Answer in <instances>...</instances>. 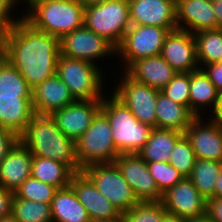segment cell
Wrapping results in <instances>:
<instances>
[{"label":"cell","mask_w":222,"mask_h":222,"mask_svg":"<svg viewBox=\"0 0 222 222\" xmlns=\"http://www.w3.org/2000/svg\"><path fill=\"white\" fill-rule=\"evenodd\" d=\"M60 39L35 29L23 17L6 37L5 58L31 89L56 74Z\"/></svg>","instance_id":"6da1fadb"},{"label":"cell","mask_w":222,"mask_h":222,"mask_svg":"<svg viewBox=\"0 0 222 222\" xmlns=\"http://www.w3.org/2000/svg\"><path fill=\"white\" fill-rule=\"evenodd\" d=\"M19 140L33 156L65 164L74 174L82 172L76 158L75 141L57 127L51 115L35 113Z\"/></svg>","instance_id":"7a4b0ae2"},{"label":"cell","mask_w":222,"mask_h":222,"mask_svg":"<svg viewBox=\"0 0 222 222\" xmlns=\"http://www.w3.org/2000/svg\"><path fill=\"white\" fill-rule=\"evenodd\" d=\"M101 111L110 121L116 150L120 154H138L153 127L139 122L130 109L110 91L101 100Z\"/></svg>","instance_id":"3957f363"},{"label":"cell","mask_w":222,"mask_h":222,"mask_svg":"<svg viewBox=\"0 0 222 222\" xmlns=\"http://www.w3.org/2000/svg\"><path fill=\"white\" fill-rule=\"evenodd\" d=\"M23 18L35 29L61 39L83 26L84 7L77 0H48L37 4Z\"/></svg>","instance_id":"277c9868"},{"label":"cell","mask_w":222,"mask_h":222,"mask_svg":"<svg viewBox=\"0 0 222 222\" xmlns=\"http://www.w3.org/2000/svg\"><path fill=\"white\" fill-rule=\"evenodd\" d=\"M103 74L99 65L59 55L56 75L67 85L75 100H102L108 94L104 84L108 80L107 73Z\"/></svg>","instance_id":"5b68a950"},{"label":"cell","mask_w":222,"mask_h":222,"mask_svg":"<svg viewBox=\"0 0 222 222\" xmlns=\"http://www.w3.org/2000/svg\"><path fill=\"white\" fill-rule=\"evenodd\" d=\"M83 25L117 47L131 27L128 0H105L84 8Z\"/></svg>","instance_id":"8992f818"},{"label":"cell","mask_w":222,"mask_h":222,"mask_svg":"<svg viewBox=\"0 0 222 222\" xmlns=\"http://www.w3.org/2000/svg\"><path fill=\"white\" fill-rule=\"evenodd\" d=\"M75 146L76 158L82 169L94 163H114L120 154L114 146L110 121L101 110L90 127L75 141Z\"/></svg>","instance_id":"52a82bcc"},{"label":"cell","mask_w":222,"mask_h":222,"mask_svg":"<svg viewBox=\"0 0 222 222\" xmlns=\"http://www.w3.org/2000/svg\"><path fill=\"white\" fill-rule=\"evenodd\" d=\"M170 33L167 28L152 25H131L126 31L121 43L116 47L118 69L126 71L135 61L150 56L160 55L166 36ZM122 62V64H120Z\"/></svg>","instance_id":"ba28073f"},{"label":"cell","mask_w":222,"mask_h":222,"mask_svg":"<svg viewBox=\"0 0 222 222\" xmlns=\"http://www.w3.org/2000/svg\"><path fill=\"white\" fill-rule=\"evenodd\" d=\"M82 172L121 213L129 211L139 203L115 163L90 164L85 166Z\"/></svg>","instance_id":"9c48e42d"},{"label":"cell","mask_w":222,"mask_h":222,"mask_svg":"<svg viewBox=\"0 0 222 222\" xmlns=\"http://www.w3.org/2000/svg\"><path fill=\"white\" fill-rule=\"evenodd\" d=\"M118 76H120L118 78ZM110 91L121 100L141 123L156 127V100L160 90L139 83L120 71ZM119 79V80H118Z\"/></svg>","instance_id":"30bf717a"},{"label":"cell","mask_w":222,"mask_h":222,"mask_svg":"<svg viewBox=\"0 0 222 222\" xmlns=\"http://www.w3.org/2000/svg\"><path fill=\"white\" fill-rule=\"evenodd\" d=\"M60 55L102 65L101 59L116 57V47L83 25L60 39Z\"/></svg>","instance_id":"8fae6325"},{"label":"cell","mask_w":222,"mask_h":222,"mask_svg":"<svg viewBox=\"0 0 222 222\" xmlns=\"http://www.w3.org/2000/svg\"><path fill=\"white\" fill-rule=\"evenodd\" d=\"M114 163L132 188L139 202H159L163 194L159 191L147 163L138 154H119Z\"/></svg>","instance_id":"7c38bea8"},{"label":"cell","mask_w":222,"mask_h":222,"mask_svg":"<svg viewBox=\"0 0 222 222\" xmlns=\"http://www.w3.org/2000/svg\"><path fill=\"white\" fill-rule=\"evenodd\" d=\"M207 118V119H206ZM184 135L198 159L222 162V124L209 116L196 117Z\"/></svg>","instance_id":"4fadbf2b"},{"label":"cell","mask_w":222,"mask_h":222,"mask_svg":"<svg viewBox=\"0 0 222 222\" xmlns=\"http://www.w3.org/2000/svg\"><path fill=\"white\" fill-rule=\"evenodd\" d=\"M177 73H190L200 69L197 61L194 34L176 29L165 38L160 54Z\"/></svg>","instance_id":"5bb4252c"},{"label":"cell","mask_w":222,"mask_h":222,"mask_svg":"<svg viewBox=\"0 0 222 222\" xmlns=\"http://www.w3.org/2000/svg\"><path fill=\"white\" fill-rule=\"evenodd\" d=\"M161 202L167 213L177 215L182 219L206 213L207 199L198 192L187 177L167 190L163 194Z\"/></svg>","instance_id":"9a60e30c"},{"label":"cell","mask_w":222,"mask_h":222,"mask_svg":"<svg viewBox=\"0 0 222 222\" xmlns=\"http://www.w3.org/2000/svg\"><path fill=\"white\" fill-rule=\"evenodd\" d=\"M131 25L177 29L176 0H128Z\"/></svg>","instance_id":"2e32d148"},{"label":"cell","mask_w":222,"mask_h":222,"mask_svg":"<svg viewBox=\"0 0 222 222\" xmlns=\"http://www.w3.org/2000/svg\"><path fill=\"white\" fill-rule=\"evenodd\" d=\"M101 110V100H76L62 109L54 111L57 127L69 138L76 141L91 125Z\"/></svg>","instance_id":"e0dca14e"},{"label":"cell","mask_w":222,"mask_h":222,"mask_svg":"<svg viewBox=\"0 0 222 222\" xmlns=\"http://www.w3.org/2000/svg\"><path fill=\"white\" fill-rule=\"evenodd\" d=\"M70 186L80 203L87 209L90 220H107L122 217V213L114 206L83 173L72 176Z\"/></svg>","instance_id":"ac0fdd59"},{"label":"cell","mask_w":222,"mask_h":222,"mask_svg":"<svg viewBox=\"0 0 222 222\" xmlns=\"http://www.w3.org/2000/svg\"><path fill=\"white\" fill-rule=\"evenodd\" d=\"M177 29L197 33L216 29V16L210 0H176Z\"/></svg>","instance_id":"d6986e66"},{"label":"cell","mask_w":222,"mask_h":222,"mask_svg":"<svg viewBox=\"0 0 222 222\" xmlns=\"http://www.w3.org/2000/svg\"><path fill=\"white\" fill-rule=\"evenodd\" d=\"M32 159L31 152L18 140L0 163V187L15 192L31 177Z\"/></svg>","instance_id":"ffe728a7"},{"label":"cell","mask_w":222,"mask_h":222,"mask_svg":"<svg viewBox=\"0 0 222 222\" xmlns=\"http://www.w3.org/2000/svg\"><path fill=\"white\" fill-rule=\"evenodd\" d=\"M75 101L67 85L56 74L32 89V103L37 114L51 115Z\"/></svg>","instance_id":"44dd1931"},{"label":"cell","mask_w":222,"mask_h":222,"mask_svg":"<svg viewBox=\"0 0 222 222\" xmlns=\"http://www.w3.org/2000/svg\"><path fill=\"white\" fill-rule=\"evenodd\" d=\"M125 72L135 81L158 90H162L177 73L161 55L139 59Z\"/></svg>","instance_id":"7402d4cb"},{"label":"cell","mask_w":222,"mask_h":222,"mask_svg":"<svg viewBox=\"0 0 222 222\" xmlns=\"http://www.w3.org/2000/svg\"><path fill=\"white\" fill-rule=\"evenodd\" d=\"M218 96L219 91L202 69L190 72L189 109L196 117L209 116L215 109Z\"/></svg>","instance_id":"603a6c76"},{"label":"cell","mask_w":222,"mask_h":222,"mask_svg":"<svg viewBox=\"0 0 222 222\" xmlns=\"http://www.w3.org/2000/svg\"><path fill=\"white\" fill-rule=\"evenodd\" d=\"M34 114L32 97H0V127L13 131L18 137Z\"/></svg>","instance_id":"cb8c5ba5"},{"label":"cell","mask_w":222,"mask_h":222,"mask_svg":"<svg viewBox=\"0 0 222 222\" xmlns=\"http://www.w3.org/2000/svg\"><path fill=\"white\" fill-rule=\"evenodd\" d=\"M156 128L176 130L184 133L196 118L186 106L169 99L161 91L156 100Z\"/></svg>","instance_id":"d4e9b609"},{"label":"cell","mask_w":222,"mask_h":222,"mask_svg":"<svg viewBox=\"0 0 222 222\" xmlns=\"http://www.w3.org/2000/svg\"><path fill=\"white\" fill-rule=\"evenodd\" d=\"M53 222H90L87 209L78 200L73 188L58 189L51 201Z\"/></svg>","instance_id":"484cf974"},{"label":"cell","mask_w":222,"mask_h":222,"mask_svg":"<svg viewBox=\"0 0 222 222\" xmlns=\"http://www.w3.org/2000/svg\"><path fill=\"white\" fill-rule=\"evenodd\" d=\"M184 133L164 128H152L149 138L138 155L146 162H168L176 142Z\"/></svg>","instance_id":"4316f807"},{"label":"cell","mask_w":222,"mask_h":222,"mask_svg":"<svg viewBox=\"0 0 222 222\" xmlns=\"http://www.w3.org/2000/svg\"><path fill=\"white\" fill-rule=\"evenodd\" d=\"M74 173L60 162L49 158L33 156L31 164V177L53 185L58 189L70 185Z\"/></svg>","instance_id":"83f0119b"},{"label":"cell","mask_w":222,"mask_h":222,"mask_svg":"<svg viewBox=\"0 0 222 222\" xmlns=\"http://www.w3.org/2000/svg\"><path fill=\"white\" fill-rule=\"evenodd\" d=\"M222 162L196 158L191 174L187 177L205 198H214V190Z\"/></svg>","instance_id":"f1b7e54d"},{"label":"cell","mask_w":222,"mask_h":222,"mask_svg":"<svg viewBox=\"0 0 222 222\" xmlns=\"http://www.w3.org/2000/svg\"><path fill=\"white\" fill-rule=\"evenodd\" d=\"M197 61L200 69L218 63L222 57V29L204 30L194 33Z\"/></svg>","instance_id":"f546056e"},{"label":"cell","mask_w":222,"mask_h":222,"mask_svg":"<svg viewBox=\"0 0 222 222\" xmlns=\"http://www.w3.org/2000/svg\"><path fill=\"white\" fill-rule=\"evenodd\" d=\"M0 97H32V89L6 58L0 63Z\"/></svg>","instance_id":"4dcf8cb0"},{"label":"cell","mask_w":222,"mask_h":222,"mask_svg":"<svg viewBox=\"0 0 222 222\" xmlns=\"http://www.w3.org/2000/svg\"><path fill=\"white\" fill-rule=\"evenodd\" d=\"M12 215L19 222H53L50 204L14 196Z\"/></svg>","instance_id":"1f68e13d"},{"label":"cell","mask_w":222,"mask_h":222,"mask_svg":"<svg viewBox=\"0 0 222 222\" xmlns=\"http://www.w3.org/2000/svg\"><path fill=\"white\" fill-rule=\"evenodd\" d=\"M58 188L33 177L27 178L15 191L17 198L51 204Z\"/></svg>","instance_id":"d6a6232c"},{"label":"cell","mask_w":222,"mask_h":222,"mask_svg":"<svg viewBox=\"0 0 222 222\" xmlns=\"http://www.w3.org/2000/svg\"><path fill=\"white\" fill-rule=\"evenodd\" d=\"M196 156L189 140L183 135L174 145L169 163L184 177H188L194 167Z\"/></svg>","instance_id":"836d02e7"},{"label":"cell","mask_w":222,"mask_h":222,"mask_svg":"<svg viewBox=\"0 0 222 222\" xmlns=\"http://www.w3.org/2000/svg\"><path fill=\"white\" fill-rule=\"evenodd\" d=\"M166 210L161 201L139 202L129 211L122 213L125 222H162Z\"/></svg>","instance_id":"e575fe53"},{"label":"cell","mask_w":222,"mask_h":222,"mask_svg":"<svg viewBox=\"0 0 222 222\" xmlns=\"http://www.w3.org/2000/svg\"><path fill=\"white\" fill-rule=\"evenodd\" d=\"M147 166L162 194L184 178L169 162H151L147 163Z\"/></svg>","instance_id":"d590c367"},{"label":"cell","mask_w":222,"mask_h":222,"mask_svg":"<svg viewBox=\"0 0 222 222\" xmlns=\"http://www.w3.org/2000/svg\"><path fill=\"white\" fill-rule=\"evenodd\" d=\"M190 73L176 75L160 90L169 99L189 108Z\"/></svg>","instance_id":"8d00e7d4"},{"label":"cell","mask_w":222,"mask_h":222,"mask_svg":"<svg viewBox=\"0 0 222 222\" xmlns=\"http://www.w3.org/2000/svg\"><path fill=\"white\" fill-rule=\"evenodd\" d=\"M21 18L20 13H17L15 0H0V32H9Z\"/></svg>","instance_id":"74e56055"},{"label":"cell","mask_w":222,"mask_h":222,"mask_svg":"<svg viewBox=\"0 0 222 222\" xmlns=\"http://www.w3.org/2000/svg\"><path fill=\"white\" fill-rule=\"evenodd\" d=\"M18 140L19 137L13 131L0 127V163Z\"/></svg>","instance_id":"f35d334b"},{"label":"cell","mask_w":222,"mask_h":222,"mask_svg":"<svg viewBox=\"0 0 222 222\" xmlns=\"http://www.w3.org/2000/svg\"><path fill=\"white\" fill-rule=\"evenodd\" d=\"M219 92H222V64L213 63L201 68Z\"/></svg>","instance_id":"ab89813d"},{"label":"cell","mask_w":222,"mask_h":222,"mask_svg":"<svg viewBox=\"0 0 222 222\" xmlns=\"http://www.w3.org/2000/svg\"><path fill=\"white\" fill-rule=\"evenodd\" d=\"M15 192L0 187V218L12 214Z\"/></svg>","instance_id":"60d3db41"},{"label":"cell","mask_w":222,"mask_h":222,"mask_svg":"<svg viewBox=\"0 0 222 222\" xmlns=\"http://www.w3.org/2000/svg\"><path fill=\"white\" fill-rule=\"evenodd\" d=\"M206 213L212 222H222V197L207 199Z\"/></svg>","instance_id":"b9f144b4"},{"label":"cell","mask_w":222,"mask_h":222,"mask_svg":"<svg viewBox=\"0 0 222 222\" xmlns=\"http://www.w3.org/2000/svg\"><path fill=\"white\" fill-rule=\"evenodd\" d=\"M22 1H23V3H22ZM44 1H48V0H15V5H16V8H17V13L19 12V8H18L20 6L19 3L23 4L22 5L24 7V10H22L23 13H22V11H20L19 13H20V16L22 15V17H24L32 8H34L37 4H39L41 2H44ZM24 3H25V6L28 7V8H26L24 6Z\"/></svg>","instance_id":"7bdbcfd3"},{"label":"cell","mask_w":222,"mask_h":222,"mask_svg":"<svg viewBox=\"0 0 222 222\" xmlns=\"http://www.w3.org/2000/svg\"><path fill=\"white\" fill-rule=\"evenodd\" d=\"M209 116H210L209 118L222 124V92H219V96H218V100H217V104L215 106V109L213 110V112Z\"/></svg>","instance_id":"ee69618b"},{"label":"cell","mask_w":222,"mask_h":222,"mask_svg":"<svg viewBox=\"0 0 222 222\" xmlns=\"http://www.w3.org/2000/svg\"><path fill=\"white\" fill-rule=\"evenodd\" d=\"M213 8L216 16V29H222V0L213 1Z\"/></svg>","instance_id":"f6af8a7d"},{"label":"cell","mask_w":222,"mask_h":222,"mask_svg":"<svg viewBox=\"0 0 222 222\" xmlns=\"http://www.w3.org/2000/svg\"><path fill=\"white\" fill-rule=\"evenodd\" d=\"M9 32H0V63L5 59L6 55V37Z\"/></svg>","instance_id":"bcb514c9"},{"label":"cell","mask_w":222,"mask_h":222,"mask_svg":"<svg viewBox=\"0 0 222 222\" xmlns=\"http://www.w3.org/2000/svg\"><path fill=\"white\" fill-rule=\"evenodd\" d=\"M184 222H212V220L210 216L207 213H205L200 216L186 218L184 219Z\"/></svg>","instance_id":"7dc6e473"},{"label":"cell","mask_w":222,"mask_h":222,"mask_svg":"<svg viewBox=\"0 0 222 222\" xmlns=\"http://www.w3.org/2000/svg\"><path fill=\"white\" fill-rule=\"evenodd\" d=\"M214 197H222V167L215 185Z\"/></svg>","instance_id":"c3c4849f"},{"label":"cell","mask_w":222,"mask_h":222,"mask_svg":"<svg viewBox=\"0 0 222 222\" xmlns=\"http://www.w3.org/2000/svg\"><path fill=\"white\" fill-rule=\"evenodd\" d=\"M162 222H184V219L178 217L177 215L166 213L162 219Z\"/></svg>","instance_id":"681fc988"},{"label":"cell","mask_w":222,"mask_h":222,"mask_svg":"<svg viewBox=\"0 0 222 222\" xmlns=\"http://www.w3.org/2000/svg\"><path fill=\"white\" fill-rule=\"evenodd\" d=\"M84 8L92 6V5H97L102 3L105 0H77Z\"/></svg>","instance_id":"f907efd6"},{"label":"cell","mask_w":222,"mask_h":222,"mask_svg":"<svg viewBox=\"0 0 222 222\" xmlns=\"http://www.w3.org/2000/svg\"><path fill=\"white\" fill-rule=\"evenodd\" d=\"M0 222H19L12 214L0 218Z\"/></svg>","instance_id":"816d5d0a"},{"label":"cell","mask_w":222,"mask_h":222,"mask_svg":"<svg viewBox=\"0 0 222 222\" xmlns=\"http://www.w3.org/2000/svg\"><path fill=\"white\" fill-rule=\"evenodd\" d=\"M90 222H125L123 217H118L116 219H107V220H92Z\"/></svg>","instance_id":"f5cc1de1"}]
</instances>
